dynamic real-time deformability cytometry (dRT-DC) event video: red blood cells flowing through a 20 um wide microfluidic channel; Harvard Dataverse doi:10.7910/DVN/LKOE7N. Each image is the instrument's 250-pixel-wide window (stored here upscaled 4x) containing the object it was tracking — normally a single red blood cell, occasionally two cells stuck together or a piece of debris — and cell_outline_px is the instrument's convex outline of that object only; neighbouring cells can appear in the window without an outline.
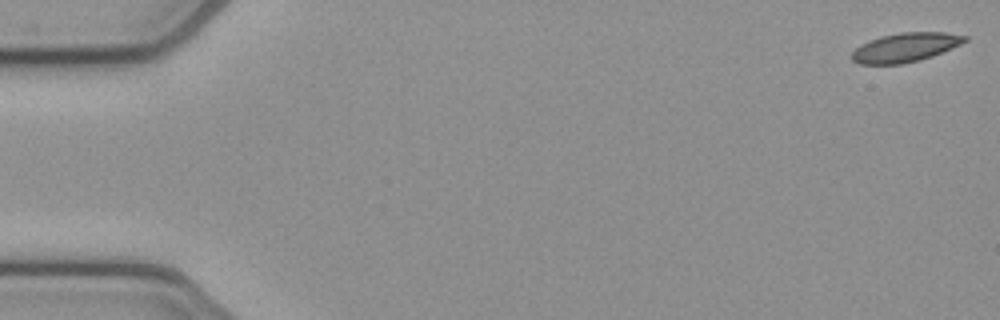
{"species": "common noctule bat (a hibernating species)", "species_latin": "Nyctalus noctula", "temperature_condition": "cold", "stored_images_in_passage": 53, "camera_frame_rate_fps": 3000, "um_per_image_px": 0.085, "animal": {"sex": "female", "body_mass_g": 21.9}, "frame": {"image": 1, "passage_image": 1, "time_ms": 0.0, "image_size_px": [1000, 320], "cell_outline_px": [[968, 40], [960, 44], [932, 56], [920, 60], [900, 64], [860, 64], [852, 60], [852, 52], [860, 44], [868, 40], [880, 36], [900, 32], [944, 32], [968, 36]], "centroid_in_image_um": [76.93, 4.02], "position_along_channel_um": 8.1, "area_um2": 19.13}}
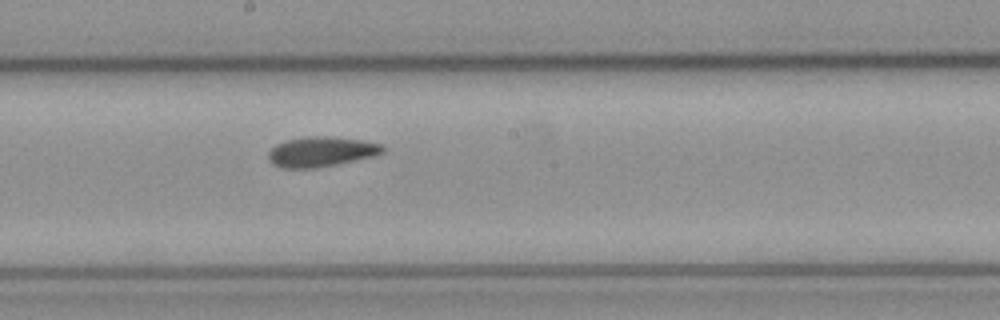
{"frame": {"image": 2, "passage_image": 29, "time_ms": 9.333, "image_size_px": [1000, 320], "cell_outline_px": [[384, 152], [372, 156], [336, 164], [316, 168], [280, 168], [272, 164], [268, 160], [268, 152], [276, 144], [288, 140], [308, 136], [328, 136], [360, 140], [380, 144], [384, 148]], "centroid_in_image_um": [27.24, 12.9], "position_along_channel_um": 221.0, "area_um2": 19.83}}
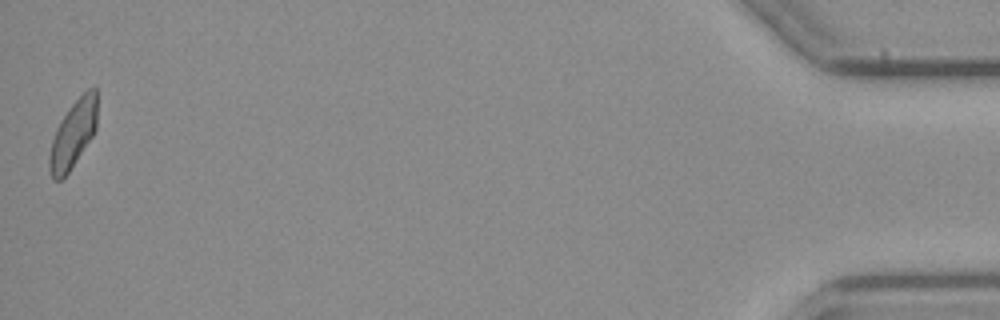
{"frame": {"image": 3, "passage_image": 53, "time_ms": 17.333, "image_size_px": [1000, 320], "cell_outline_px": [[96, 128], [92, 136], [68, 172], [60, 180], [52, 180], [48, 168], [48, 156], [52, 140], [56, 128], [60, 120], [68, 108], [88, 88], [96, 88]], "centroid_in_image_um": [6.17, 11.42], "position_along_channel_um": 429.0, "area_um2": 18.55}, "authors_computed_cell_mechanics": {"area_um2": 19.4786, "velocity_mm_per_s": 3.8454, "shape_relaxation_time_tau1_ms": null, "shape_relaxation_time_tau2_ms": 7.243, "deformation_change_tau1": null, "deformation_change_tau2": 0.1238}}